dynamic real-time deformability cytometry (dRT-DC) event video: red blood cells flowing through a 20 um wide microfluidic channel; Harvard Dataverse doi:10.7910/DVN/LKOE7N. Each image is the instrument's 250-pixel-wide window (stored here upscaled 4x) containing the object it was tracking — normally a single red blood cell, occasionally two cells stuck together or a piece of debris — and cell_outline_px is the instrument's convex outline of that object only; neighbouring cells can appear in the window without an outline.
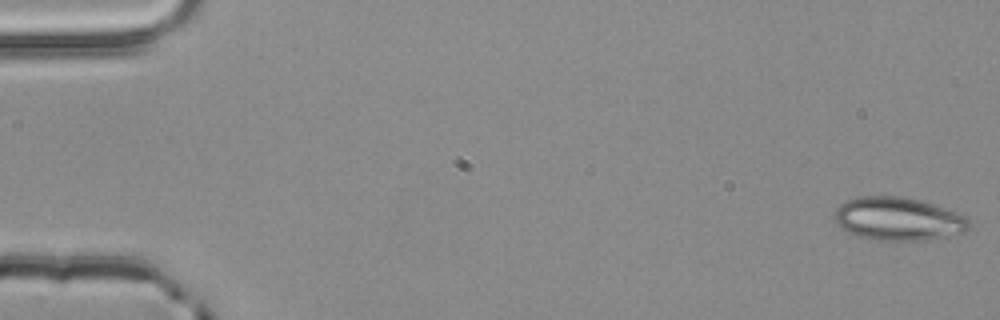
{"species": "common noctule bat (a hibernating species)", "species_latin": "Nyctalus noctula", "temperature_condition": "room temperature", "stored_images_in_passage": 14, "camera_frame_rate_fps": 3000, "um_per_image_px": 0.085, "animal": {"sex": "male", "body_mass_g": 20.4}, "frame": {"image": 1, "passage_image": 1, "time_ms": 0.0, "image_size_px": [1000, 320], "cell_outline_px": [[972, 224], [964, 232], [924, 240], [880, 240], [860, 236], [848, 232], [840, 228], [836, 224], [836, 208], [844, 200], [860, 196], [900, 196], [932, 204], [956, 212], [964, 216]], "centroid_in_image_um": [76.31, 18.6], "position_along_channel_um": 8.7, "area_um2": 33.47}}